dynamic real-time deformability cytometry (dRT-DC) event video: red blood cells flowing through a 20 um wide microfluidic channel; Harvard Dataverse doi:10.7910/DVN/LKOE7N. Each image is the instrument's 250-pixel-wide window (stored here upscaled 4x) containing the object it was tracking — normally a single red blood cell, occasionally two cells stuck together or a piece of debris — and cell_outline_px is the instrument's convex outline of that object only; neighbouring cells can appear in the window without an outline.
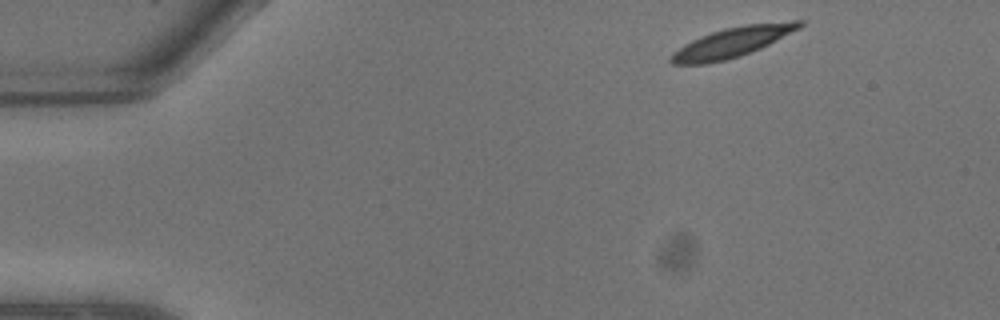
{"species": "common noctule bat (a hibernating species)", "species_latin": "Nyctalus noctula", "temperature_condition": "warm", "stored_images_in_passage": 5, "camera_frame_rate_fps": 3000, "um_per_image_px": 0.085, "animal": {"sex": "male", "body_mass_g": 13.3}, "frame": {"image": 1, "passage_image": 1, "time_ms": 0.0, "image_size_px": [1000, 320], "cell_outline_px": [[804, 24], [800, 28], [760, 48], [740, 56], [708, 64], [672, 64], [668, 60], [668, 56], [672, 52], [684, 44], [700, 36], [724, 28], [744, 24], [792, 20], [804, 20]], "centroid_in_image_um": [62.22, 3.58], "position_along_channel_um": 22.8, "area_um2": 22.54}}
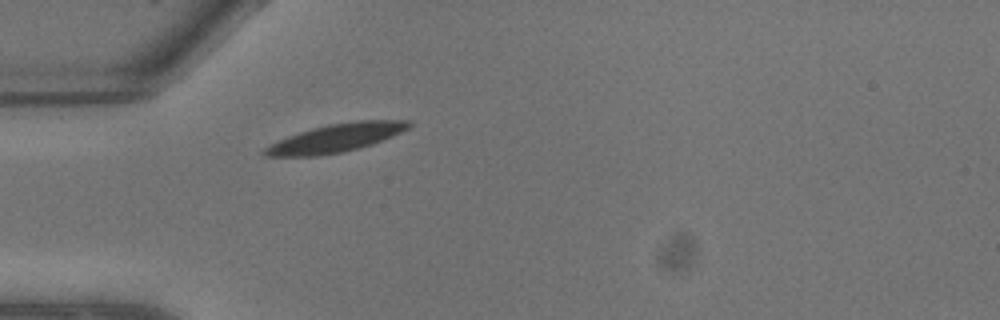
{"frame": {"image": 2, "passage_image": 5, "time_ms": 1.333, "image_size_px": [1000, 320], "cell_outline_px": [[412, 124], [408, 128], [392, 136], [372, 144], [344, 152], [320, 156], [264, 156], [260, 152], [264, 148], [288, 136], [300, 132], [328, 124], [356, 120], [412, 120]], "centroid_in_image_um": [28.56, 11.73], "position_along_channel_um": 56.4, "area_um2": 23.64}}